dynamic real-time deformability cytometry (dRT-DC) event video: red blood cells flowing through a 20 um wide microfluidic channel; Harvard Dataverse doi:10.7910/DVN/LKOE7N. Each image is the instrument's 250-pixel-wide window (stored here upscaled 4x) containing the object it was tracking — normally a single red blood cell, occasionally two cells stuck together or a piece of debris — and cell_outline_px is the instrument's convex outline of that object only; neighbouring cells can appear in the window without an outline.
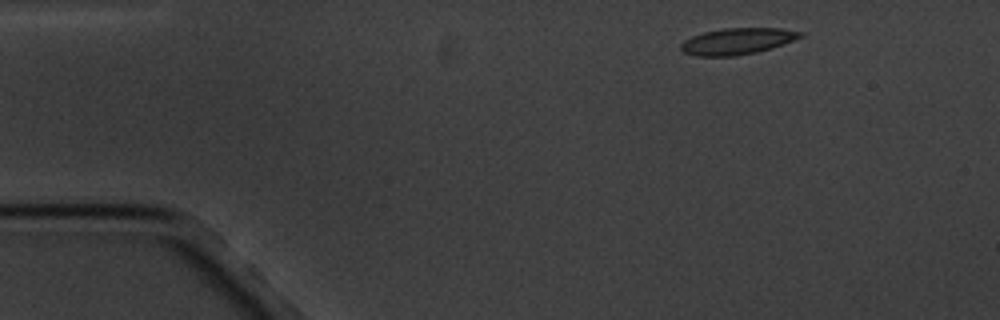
{"species": "common noctule bat (a hibernating species)", "species_latin": "Nyctalus noctula", "temperature_condition": "cold", "stored_images_in_passage": 3, "camera_frame_rate_fps": 3000, "um_per_image_px": 0.085, "animal": {"sex": "male", "body_mass_g": 20.1, "forearm_length_mm": 53.5}, "frame": {"image": 1, "passage_image": 1, "time_ms": 0.0, "image_size_px": [1000, 320], "cell_outline_px": [[804, 36], [772, 48], [756, 52], [736, 56], [696, 56], [684, 52], [680, 48], [680, 44], [684, 40], [692, 36], [704, 32], [724, 28], [780, 28], [804, 32]], "centroid_in_image_um": [62.68, 3.5], "position_along_channel_um": 22.3, "area_um2": 18.38}}